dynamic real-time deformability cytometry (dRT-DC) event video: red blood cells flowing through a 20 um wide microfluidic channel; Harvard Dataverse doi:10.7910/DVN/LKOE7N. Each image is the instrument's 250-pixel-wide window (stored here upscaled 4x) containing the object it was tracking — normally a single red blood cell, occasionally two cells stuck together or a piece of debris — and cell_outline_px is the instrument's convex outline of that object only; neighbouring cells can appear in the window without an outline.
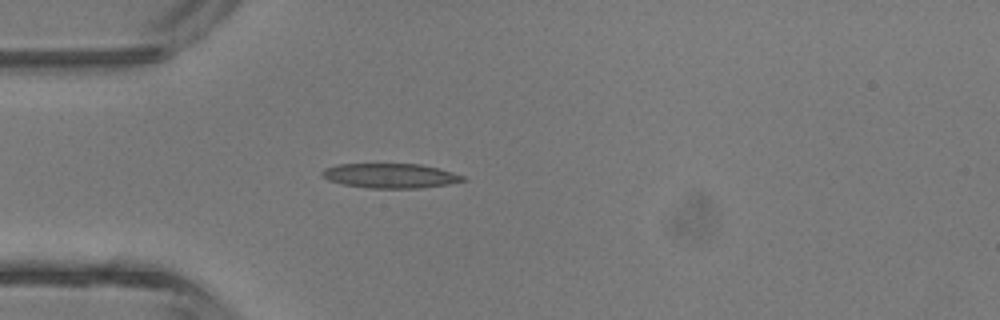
{"species": "common noctule bat (a hibernating species)", "species_latin": "Nyctalus noctula", "temperature_condition": "room temperature", "stored_images_in_passage": 3, "camera_frame_rate_fps": 3000, "um_per_image_px": 0.085, "animal": {"sex": "male", "body_mass_g": 13.3}, "frame": {"image": 1, "passage_image": 3, "time_ms": 3.0, "image_size_px": [1000, 320], "cell_outline_px": [[468, 180], [448, 184], [420, 188], [368, 188], [344, 184], [328, 180], [320, 176], [320, 172], [324, 168], [336, 164], [420, 164], [452, 172], [464, 176]], "centroid_in_image_um": [33.14, 14.94], "position_along_channel_um": 51.9, "area_um2": 20.23}}